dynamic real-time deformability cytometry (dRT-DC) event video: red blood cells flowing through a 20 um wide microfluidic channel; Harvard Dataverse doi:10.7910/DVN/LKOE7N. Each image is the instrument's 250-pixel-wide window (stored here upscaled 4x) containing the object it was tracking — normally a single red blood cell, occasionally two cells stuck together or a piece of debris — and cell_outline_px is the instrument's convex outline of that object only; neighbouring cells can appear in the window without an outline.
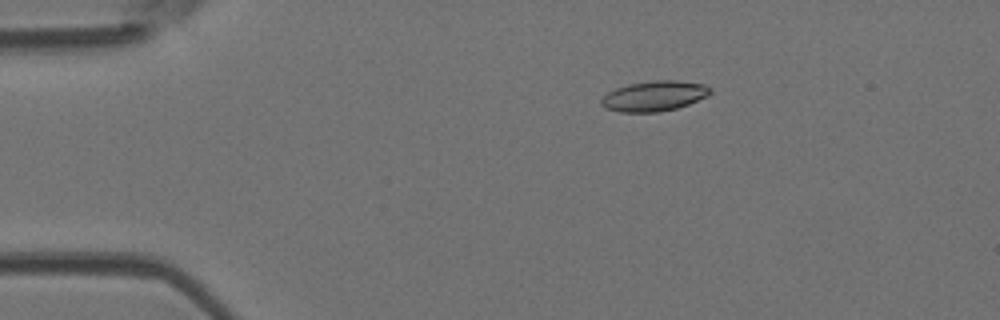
{"species": "Egyptian fruit bat (a non-hibernating species)", "species_latin": "Rousettus aegyptiacus", "temperature_condition": "room temperature", "stored_images_in_passage": 4, "camera_frame_rate_fps": 3000, "um_per_image_px": 0.085, "animal": {"sex": "female"}, "frame": {"image": 1, "passage_image": 2, "time_ms": 0.333, "image_size_px": [1000, 320], "cell_outline_px": [[712, 92], [708, 96], [688, 104], [676, 108], [660, 112], [620, 112], [604, 108], [600, 104], [600, 100], [608, 92], [616, 88], [628, 84], [656, 80], [676, 80], [704, 84], [712, 88]], "centroid_in_image_um": [55.61, 8.16], "position_along_channel_um": 29.4, "area_um2": 19.31}}